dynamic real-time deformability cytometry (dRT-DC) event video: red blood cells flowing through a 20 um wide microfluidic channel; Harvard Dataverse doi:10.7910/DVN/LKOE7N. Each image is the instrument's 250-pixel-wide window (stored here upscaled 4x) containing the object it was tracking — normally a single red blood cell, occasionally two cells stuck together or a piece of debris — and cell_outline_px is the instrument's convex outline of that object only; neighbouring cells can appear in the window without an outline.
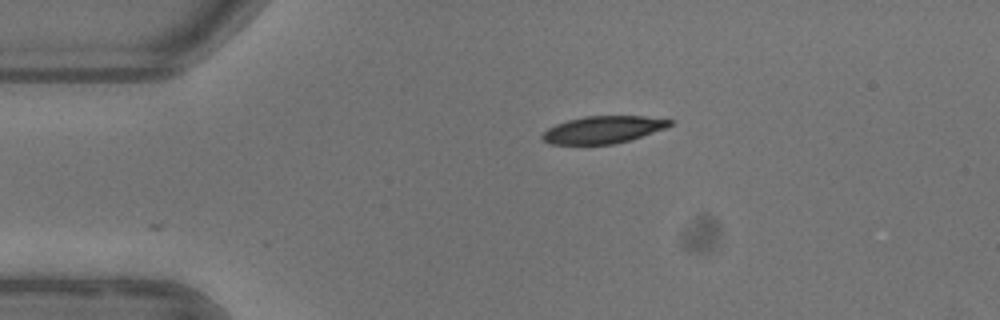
{"species": "common noctule bat (a hibernating species)", "species_latin": "Nyctalus noctula", "temperature_condition": "warm", "stored_images_in_passage": 31, "camera_frame_rate_fps": 3000, "um_per_image_px": 0.085, "animal": {"sex": "female"}, "frame": {"image": 1, "passage_image": 1, "time_ms": 0.0, "image_size_px": [1000, 320], "cell_outline_px": [[672, 124], [664, 128], [628, 140], [612, 144], [552, 144], [544, 140], [540, 136], [548, 128], [556, 124], [568, 120], [584, 116], [644, 116], [672, 120]], "centroid_in_image_um": [51.22, 11.01], "position_along_channel_um": 33.8, "area_um2": 19.88}}
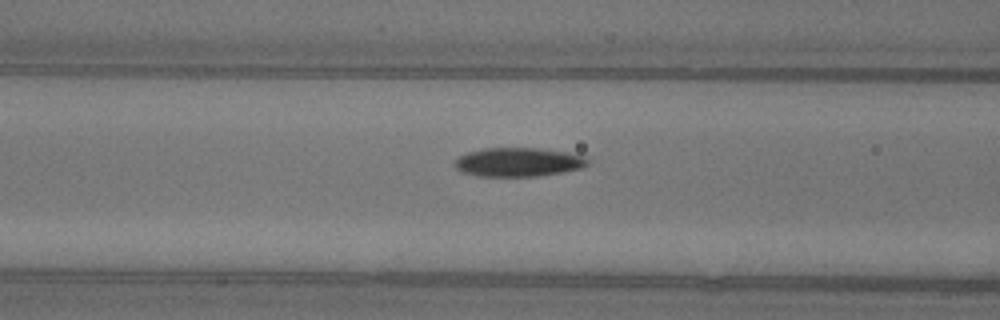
{"frame": {"image": 2, "passage_image": 11, "time_ms": 3.333, "image_size_px": [1000, 320], "cell_outline_px": [[588, 164], [580, 168], [560, 172], [536, 176], [480, 176], [460, 172], [456, 168], [456, 160], [460, 156], [468, 152], [484, 148], [536, 148], [568, 152], [584, 156], [588, 160]], "centroid_in_image_um": [44.04, 13.77], "position_along_channel_um": 122.6, "area_um2": 22.14}}
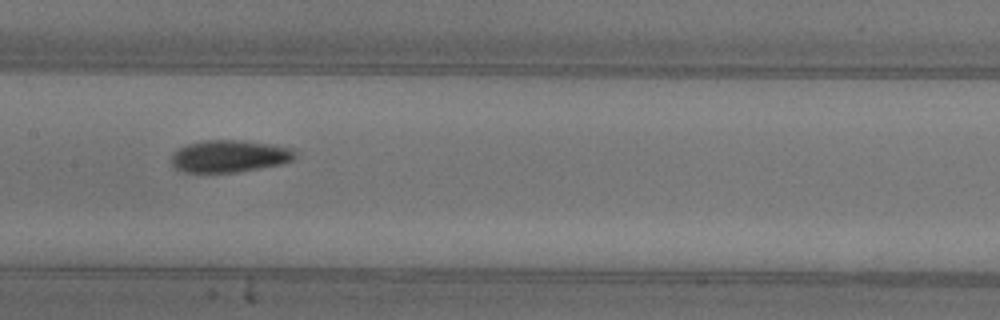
{"frame": {"image": 3, "passage_image": 16, "time_ms": 5.0, "image_size_px": [1000, 320], "cell_outline_px": [[296, 156], [292, 160], [284, 164], [236, 172], [184, 172], [176, 168], [172, 164], [172, 156], [180, 148], [188, 144], [204, 140], [244, 140], [292, 148], [296, 152]], "centroid_in_image_um": [19.54, 13.27], "position_along_channel_um": 187.9, "area_um2": 23.06}, "authors_computed_cell_mechanics": {"area_um2": 22.4842, "velocity_mm_per_s": 3.9054, "shape_relaxation_time_tau1_ms": 4.7503, "shape_relaxation_time_tau2_ms": 2.8438, "deformation_change_tau1": 0.1548, "deformation_change_tau2": 0.0768}}